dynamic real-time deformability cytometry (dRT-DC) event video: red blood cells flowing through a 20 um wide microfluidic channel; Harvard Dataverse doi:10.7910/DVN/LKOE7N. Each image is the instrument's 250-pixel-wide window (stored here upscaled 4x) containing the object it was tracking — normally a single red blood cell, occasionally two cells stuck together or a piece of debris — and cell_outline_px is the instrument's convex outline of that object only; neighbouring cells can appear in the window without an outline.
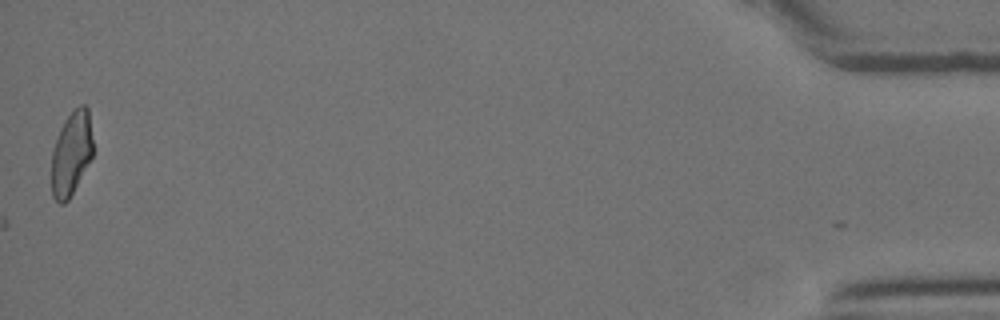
{"species": "Egyptian fruit bat (a non-hibernating species)", "species_latin": "Rousettus aegyptiacus", "temperature_condition": "room temperature", "stored_images_in_passage": 30, "camera_frame_rate_fps": 3000, "um_per_image_px": 0.085, "animal": {"sex": "female"}, "frame": {"image": 1, "passage_image": 30, "time_ms": 9.667, "image_size_px": [1000, 320], "cell_outline_px": [[92, 156], [68, 200], [64, 204], [60, 204], [52, 196], [52, 148], [60, 128], [64, 120], [80, 104], [84, 104], [88, 108], [92, 140]], "centroid_in_image_um": [6.04, 13.03], "position_along_channel_um": 429.2, "area_um2": 20.0}}